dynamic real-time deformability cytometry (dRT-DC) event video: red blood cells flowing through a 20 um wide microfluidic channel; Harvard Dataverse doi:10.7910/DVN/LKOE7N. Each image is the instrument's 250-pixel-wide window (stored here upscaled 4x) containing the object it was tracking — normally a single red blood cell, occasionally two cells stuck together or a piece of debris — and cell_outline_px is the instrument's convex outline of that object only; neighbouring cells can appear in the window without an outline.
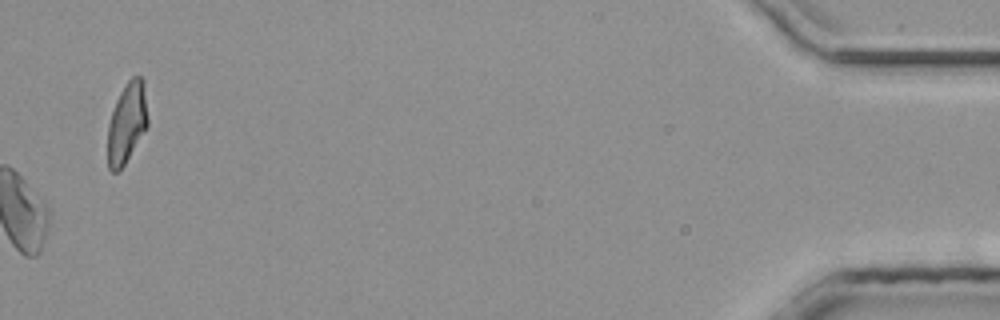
{"species": "common noctule bat (a hibernating species)", "species_latin": "Nyctalus noctula", "temperature_condition": "room temperature", "stored_images_in_passage": 30, "camera_frame_rate_fps": 3000, "um_per_image_px": 0.085, "animal": {"sex": "male", "body_mass_g": 20.4}, "frame": {"image": 1, "passage_image": 30, "time_ms": 9.667, "image_size_px": [1000, 320], "cell_outline_px": [[148, 128], [120, 172], [112, 172], [108, 168], [108, 124], [116, 100], [120, 92], [128, 80], [132, 76], [140, 76], [144, 80], [148, 120]], "centroid_in_image_um": [10.8, 10.47], "position_along_channel_um": 424.4, "area_um2": 19.19}}